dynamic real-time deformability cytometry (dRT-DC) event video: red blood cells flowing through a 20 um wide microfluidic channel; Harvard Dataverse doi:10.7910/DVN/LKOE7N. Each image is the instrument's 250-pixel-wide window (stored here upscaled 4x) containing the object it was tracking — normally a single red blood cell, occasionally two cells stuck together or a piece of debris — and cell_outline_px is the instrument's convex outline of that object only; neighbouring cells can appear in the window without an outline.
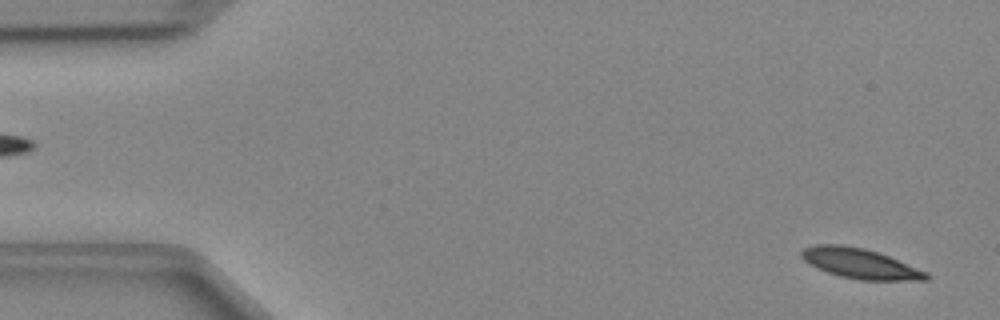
{"species": "Egyptian fruit bat (a non-hibernating species)", "species_latin": "Rousettus aegyptiacus", "temperature_condition": "cold", "stored_images_in_passage": 48, "camera_frame_rate_fps": 3000, "um_per_image_px": 0.085, "animal": {"sex": "female"}, "frame": {"image": 1, "passage_image": 2, "time_ms": 0.333, "image_size_px": [1000, 320], "cell_outline_px": [[928, 280], [860, 280], [840, 276], [816, 268], [808, 264], [800, 256], [800, 252], [804, 248], [816, 244], [840, 244], [864, 248], [888, 256], [928, 272]], "centroid_in_image_um": [73.06, 22.39], "position_along_channel_um": 11.9, "area_um2": 21.79}}
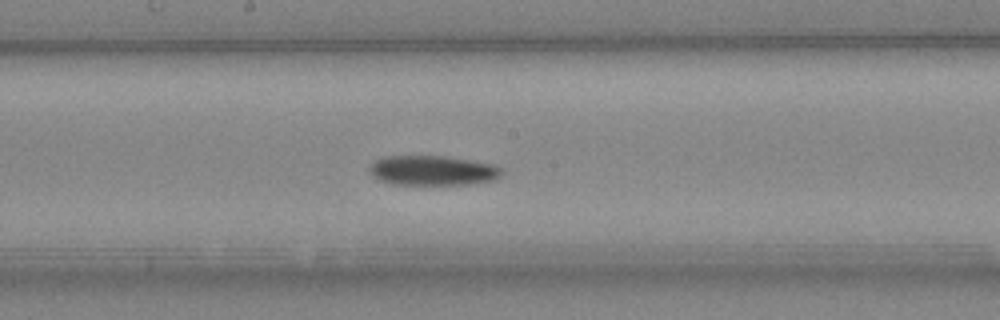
{"frame": {"image": 2, "passage_image": 25, "time_ms": 8.0, "image_size_px": [1000, 320], "cell_outline_px": [[504, 172], [496, 180], [468, 184], [392, 184], [380, 180], [372, 176], [368, 172], [368, 164], [384, 156], [448, 156], [492, 164], [500, 168]], "centroid_in_image_um": [36.74, 14.48], "position_along_channel_um": 211.5, "area_um2": 23.12}}
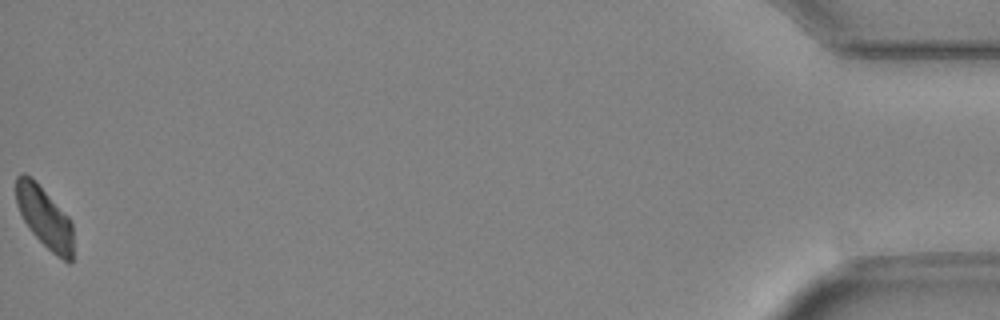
{"frame": {"image": 3, "passage_image": 48, "time_ms": 15.667, "image_size_px": [1000, 320], "cell_outline_px": [[72, 260], [68, 264], [56, 256], [28, 228], [16, 204], [16, 176], [20, 172], [24, 172], [68, 216], [72, 224]], "centroid_in_image_um": [3.78, 18.51], "position_along_channel_um": 431.4, "area_um2": 19.77}}